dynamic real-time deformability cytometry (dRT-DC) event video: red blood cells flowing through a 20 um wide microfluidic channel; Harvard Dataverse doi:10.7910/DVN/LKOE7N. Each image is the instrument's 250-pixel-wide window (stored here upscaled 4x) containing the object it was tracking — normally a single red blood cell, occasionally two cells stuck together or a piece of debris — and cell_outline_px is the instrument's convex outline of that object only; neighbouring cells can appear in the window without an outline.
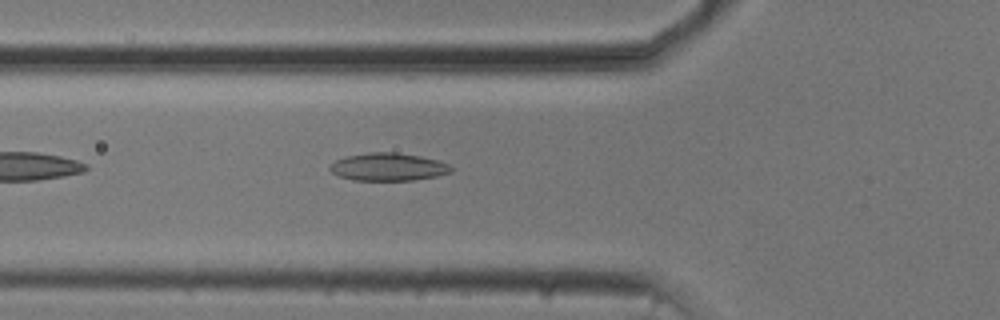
{"species": "common noctule bat (a hibernating species)", "species_latin": "Nyctalus noctula", "temperature_condition": "cold", "stored_images_in_passage": 41, "camera_frame_rate_fps": 3000, "um_per_image_px": 0.085, "animal": {"sex": "male", "body_mass_g": 20.5, "forearm_length_mm": 52.5}, "frame": {"image": 1, "passage_image": 6, "time_ms": 1.667, "image_size_px": [1000, 320], "cell_outline_px": [[452, 172], [436, 176], [412, 180], [352, 180], [340, 176], [332, 172], [328, 168], [336, 160], [344, 156], [368, 152], [396, 152], [420, 156], [440, 160], [448, 164], [452, 168]], "centroid_in_image_um": [33.0, 14.17], "position_along_channel_um": 92.8, "area_um2": 19.65}}
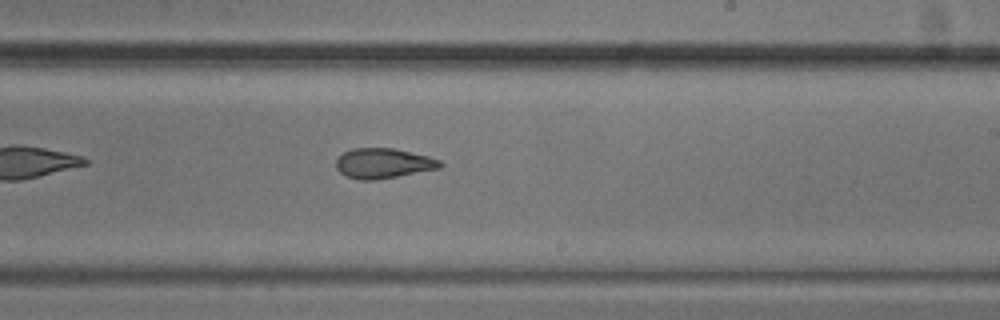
{"frame": {"image": 2, "passage_image": 19, "time_ms": 6.0, "image_size_px": [1000, 320], "cell_outline_px": [[444, 164], [440, 168], [376, 180], [360, 180], [348, 176], [340, 172], [336, 168], [336, 160], [344, 152], [352, 148], [392, 148], [428, 156], [440, 160]], "centroid_in_image_um": [32.58, 13.88], "position_along_channel_um": 256.4, "area_um2": 18.09}}
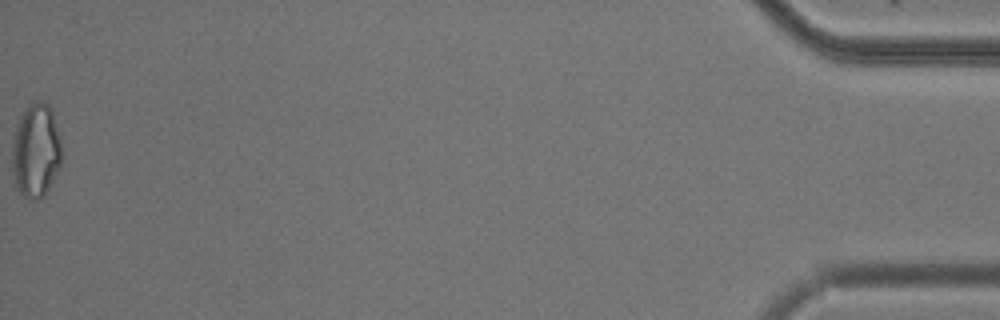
{"frame": {"image": 3, "passage_image": 41, "time_ms": 13.333, "image_size_px": [1000, 320], "cell_outline_px": [[60, 164], [44, 196], [40, 200], [32, 200], [24, 196], [20, 192], [16, 184], [12, 172], [12, 144], [16, 124], [24, 108], [32, 100], [40, 100], [48, 104], [52, 112], [60, 140]], "centroid_in_image_um": [3.01, 12.77], "position_along_channel_um": 432.2, "area_um2": 27.05}, "authors_computed_cell_mechanics": {"area_um2": 19.5364, "velocity_mm_per_s": 3.7605, "shape_relaxation_time_tau1_ms": 7.7439, "shape_relaxation_time_tau2_ms": 3.655, "deformation_change_tau1": 0.1548, "deformation_change_tau2": 0.0988}}